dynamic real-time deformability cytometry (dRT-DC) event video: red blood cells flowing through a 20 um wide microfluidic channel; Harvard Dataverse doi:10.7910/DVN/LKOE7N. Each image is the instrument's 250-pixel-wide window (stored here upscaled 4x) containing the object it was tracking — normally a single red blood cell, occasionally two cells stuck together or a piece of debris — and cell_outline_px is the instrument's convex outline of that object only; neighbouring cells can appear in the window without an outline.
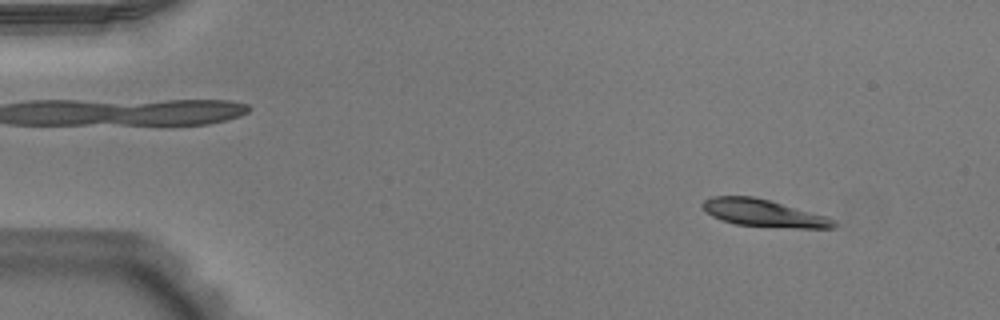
{"species": "Egyptian fruit bat (a non-hibernating species)", "species_latin": "Rousettus aegyptiacus", "temperature_condition": "warm", "stored_images_in_passage": 48, "camera_frame_rate_fps": 3000, "um_per_image_px": 0.085, "animal": {"sex": "male"}, "frame": {"image": 1, "passage_image": 2, "time_ms": 0.333, "image_size_px": [1000, 320], "cell_outline_px": [[840, 224], [836, 228], [796, 228], [736, 224], [720, 220], [712, 216], [700, 204], [704, 200], [712, 196], [752, 196], [768, 200], [828, 216], [836, 220]], "centroid_in_image_um": [64.96, 18.12], "position_along_channel_um": 20.0, "area_um2": 20.87}}
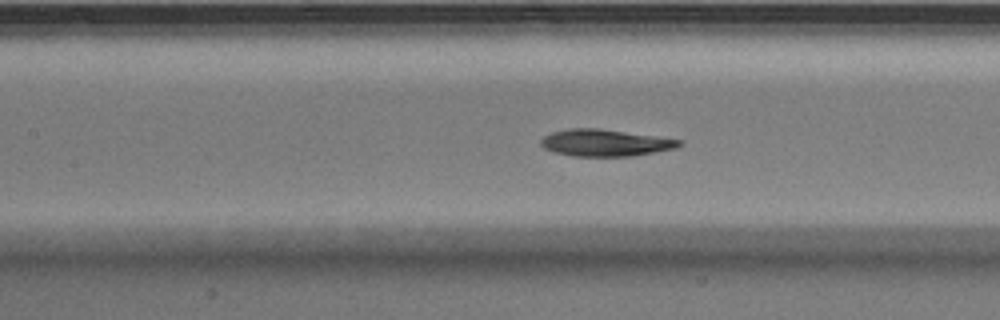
{"frame": {"image": 2, "passage_image": 20, "time_ms": 6.333, "image_size_px": [1000, 320], "cell_outline_px": [[684, 144], [676, 148], [632, 156], [572, 156], [556, 152], [544, 148], [540, 144], [540, 140], [544, 136], [552, 132], [568, 128], [600, 128], [684, 140]], "centroid_in_image_um": [51.46, 12.13], "position_along_channel_um": 155.9, "area_um2": 21.73}}
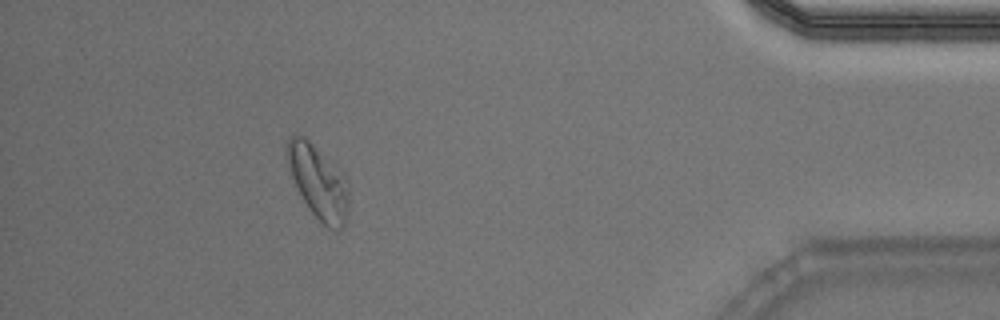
{"frame": {"image": 3, "passage_image": 43, "time_ms": 14.0, "image_size_px": [1000, 320], "cell_outline_px": [[348, 204], [344, 224], [340, 228], [328, 228], [308, 208], [292, 176], [284, 148], [288, 136], [304, 136], [340, 168], [348, 188]], "centroid_in_image_um": [27.04, 15.4], "position_along_channel_um": 408.2, "area_um2": 25.89}, "authors_computed_cell_mechanics": {"area_um2": 22.0218, "velocity_mm_per_s": 3.9137, "shape_relaxation_time_tau1_ms": 3.7387, "shape_relaxation_time_tau2_ms": 3.7678, "deformation_change_tau1": 0.1629, "deformation_change_tau2": 0.0769}}